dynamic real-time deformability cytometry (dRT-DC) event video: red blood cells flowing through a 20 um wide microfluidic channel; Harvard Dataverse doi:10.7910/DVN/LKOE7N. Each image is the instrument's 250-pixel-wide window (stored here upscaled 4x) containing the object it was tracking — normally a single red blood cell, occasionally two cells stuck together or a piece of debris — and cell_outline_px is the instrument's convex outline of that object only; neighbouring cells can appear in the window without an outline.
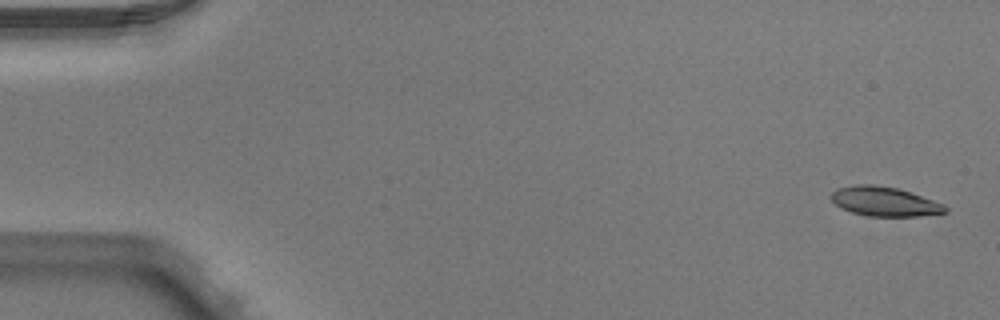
{"species": "Egyptian fruit bat (a non-hibernating species)", "species_latin": "Rousettus aegyptiacus", "temperature_condition": "warm", "stored_images_in_passage": 5, "camera_frame_rate_fps": 3000, "um_per_image_px": 0.085, "animal": {"sex": "male"}, "frame": {"image": 1, "passage_image": 1, "time_ms": 0.0, "image_size_px": [1000, 320], "cell_outline_px": [[948, 212], [920, 216], [868, 216], [852, 212], [840, 208], [832, 200], [832, 192], [836, 188], [856, 184], [872, 184], [896, 188], [944, 204], [948, 208]], "centroid_in_image_um": [75.17, 17.13], "position_along_channel_um": 9.8, "area_um2": 19.36}}
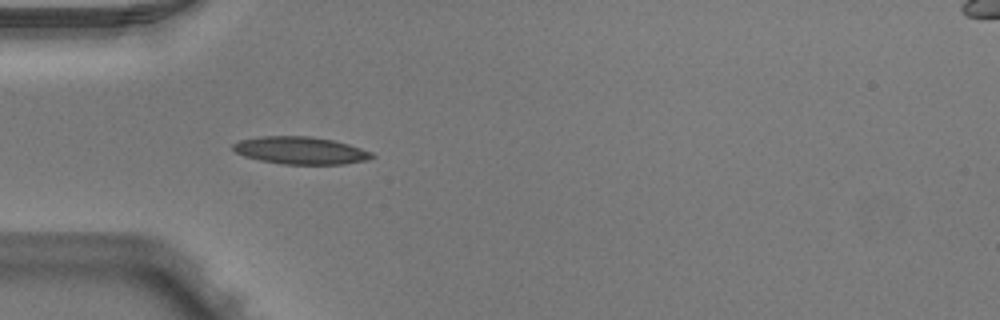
{"frame": {"image": 2, "passage_image": 5, "time_ms": 1.333, "image_size_px": [1000, 320], "cell_outline_px": [[376, 156], [368, 160], [344, 164], [284, 164], [260, 160], [244, 156], [236, 152], [232, 148], [232, 144], [240, 140], [264, 136], [312, 136], [332, 140], [348, 144], [372, 152]], "centroid_in_image_um": [25.56, 12.79], "position_along_channel_um": 59.4, "area_um2": 22.14}}